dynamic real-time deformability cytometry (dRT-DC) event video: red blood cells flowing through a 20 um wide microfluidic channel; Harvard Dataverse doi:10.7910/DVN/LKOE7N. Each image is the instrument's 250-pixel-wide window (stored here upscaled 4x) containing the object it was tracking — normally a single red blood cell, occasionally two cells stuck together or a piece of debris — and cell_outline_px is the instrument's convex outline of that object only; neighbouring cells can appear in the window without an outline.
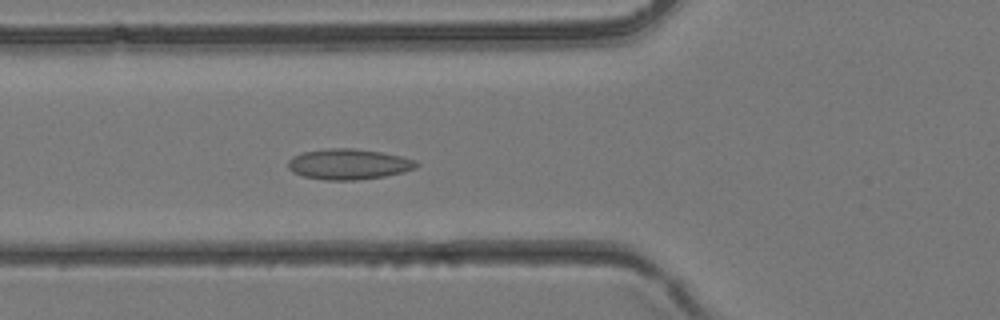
{"species": "common noctule bat (a hibernating species)", "species_latin": "Nyctalus noctula", "temperature_condition": "room temperature", "stored_images_in_passage": 33, "camera_frame_rate_fps": 3000, "um_per_image_px": 0.085, "animal": {"sex": "female", "body_mass_g": 24.6, "forearm_length_mm": 56.2}, "frame": {"image": 1, "passage_image": 14, "time_ms": 4.333, "image_size_px": [1000, 320], "cell_outline_px": [[420, 164], [416, 168], [404, 172], [384, 176], [356, 180], [324, 180], [304, 176], [292, 172], [288, 168], [288, 160], [292, 156], [304, 152], [328, 148], [352, 148], [380, 152], [400, 156], [416, 160]], "centroid_in_image_um": [29.63, 13.95], "position_along_channel_um": 96.2, "area_um2": 22.89}}
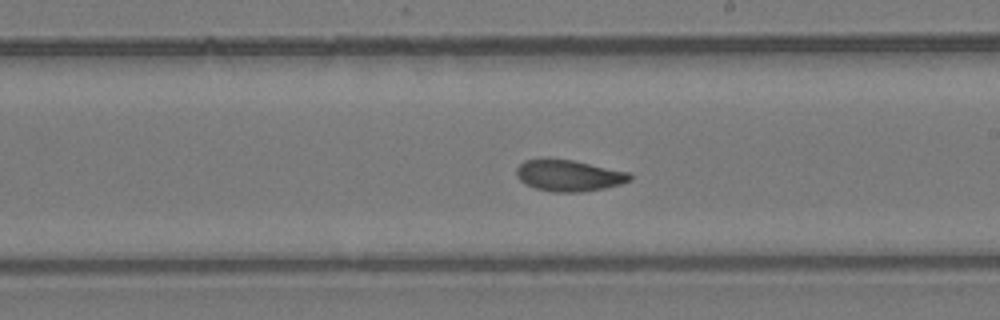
{"frame": {"image": 2, "passage_image": 22, "time_ms": 7.0, "image_size_px": [1000, 320], "cell_outline_px": [[632, 180], [620, 184], [604, 188], [580, 192], [552, 192], [536, 188], [520, 180], [516, 176], [516, 168], [524, 160], [572, 160], [628, 172], [632, 176]], "centroid_in_image_um": [48.36, 14.94], "position_along_channel_um": 240.6, "area_um2": 20.29}}
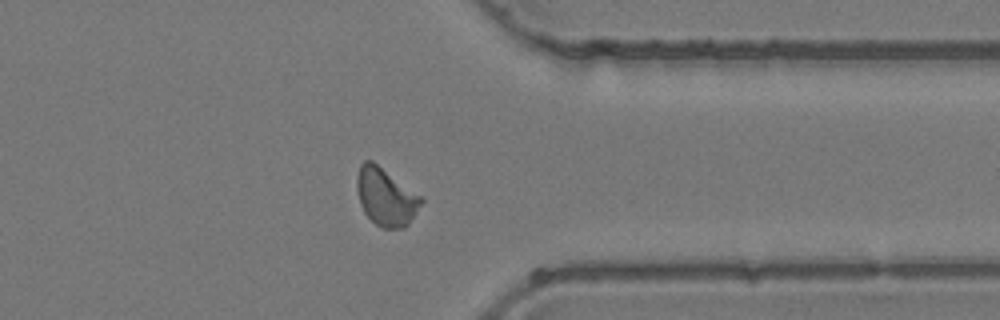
{"frame": {"image": 3, "passage_image": 30, "time_ms": 9.667, "image_size_px": [1000, 320], "cell_outline_px": [[424, 200], [408, 224], [404, 228], [384, 228], [376, 224], [364, 212], [360, 204], [356, 188], [356, 176], [360, 164], [364, 160], [372, 160], [424, 196]], "centroid_in_image_um": [32.81, 16.7], "position_along_channel_um": 378.6, "area_um2": 21.91}}